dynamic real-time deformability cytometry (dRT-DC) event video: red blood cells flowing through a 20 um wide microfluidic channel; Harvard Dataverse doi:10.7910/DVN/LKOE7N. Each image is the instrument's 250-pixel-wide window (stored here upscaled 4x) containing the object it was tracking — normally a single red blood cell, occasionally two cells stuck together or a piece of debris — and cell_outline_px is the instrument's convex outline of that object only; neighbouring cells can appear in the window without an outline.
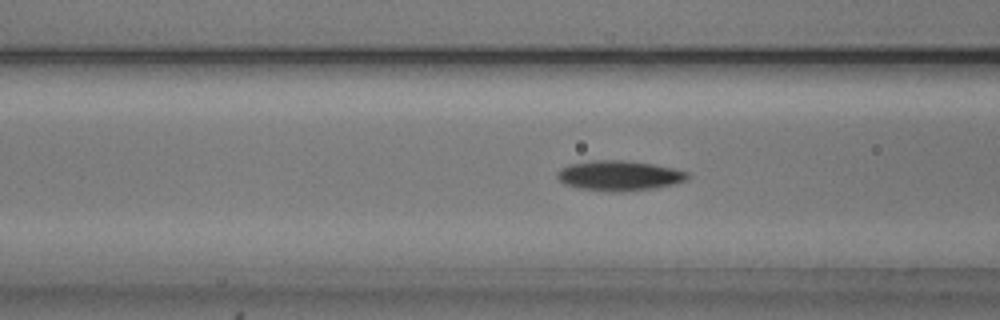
{"species": "common noctule bat (a hibernating species)", "species_latin": "Nyctalus noctula", "temperature_condition": "cold", "stored_images_in_passage": 48, "camera_frame_rate_fps": 3000, "um_per_image_px": 0.085, "animal": {"sex": "male", "body_mass_g": 20.5, "forearm_length_mm": 52.5}, "frame": {"image": 1, "passage_image": 15, "time_ms": 4.667, "image_size_px": [1000, 320], "cell_outline_px": [[688, 180], [672, 184], [652, 188], [624, 192], [608, 192], [580, 188], [564, 184], [556, 176], [556, 172], [560, 168], [568, 164], [592, 160], [620, 160], [652, 164], [672, 168], [688, 172]], "centroid_in_image_um": [52.58, 14.93], "position_along_channel_um": 114.0, "area_um2": 22.83}}
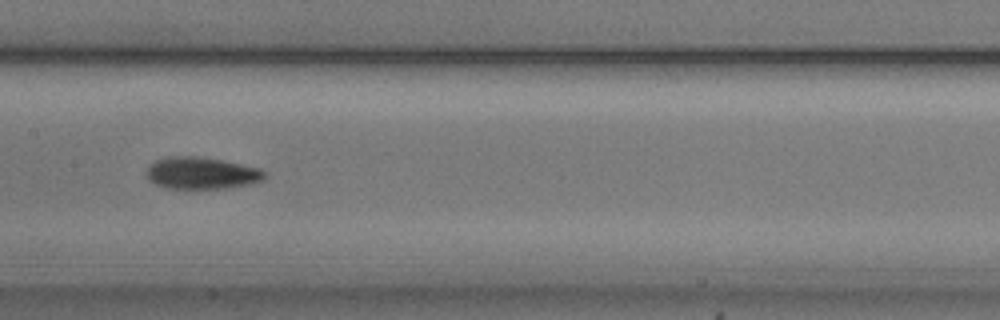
{"frame": {"image": 2, "passage_image": 21, "time_ms": 6.667, "image_size_px": [1000, 320], "cell_outline_px": [[268, 176], [264, 180], [252, 184], [228, 188], [168, 188], [156, 184], [148, 180], [148, 164], [164, 156], [196, 156], [220, 160], [260, 168]], "centroid_in_image_um": [17.15, 14.71], "position_along_channel_um": 190.3, "area_um2": 22.02}}
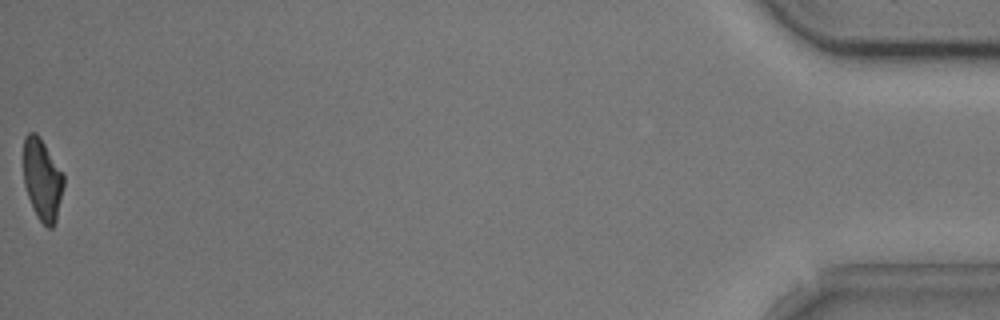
{"frame": {"image": 3, "passage_image": 48, "time_ms": 15.667, "image_size_px": [1000, 320], "cell_outline_px": [[64, 184], [56, 220], [52, 228], [48, 228], [36, 216], [32, 208], [24, 184], [24, 136], [28, 132], [36, 132], [40, 136], [64, 172]], "centroid_in_image_um": [3.6, 15.23], "position_along_channel_um": 431.6, "area_um2": 19.36}, "authors_computed_cell_mechanics": {"area_um2": 21.097, "velocity_mm_per_s": 3.7928, "shape_relaxation_time_tau1_ms": 2.8754, "shape_relaxation_time_tau2_ms": 4.6496, "deformation_change_tau1": 0.1591, "deformation_change_tau2": 0.1113}}